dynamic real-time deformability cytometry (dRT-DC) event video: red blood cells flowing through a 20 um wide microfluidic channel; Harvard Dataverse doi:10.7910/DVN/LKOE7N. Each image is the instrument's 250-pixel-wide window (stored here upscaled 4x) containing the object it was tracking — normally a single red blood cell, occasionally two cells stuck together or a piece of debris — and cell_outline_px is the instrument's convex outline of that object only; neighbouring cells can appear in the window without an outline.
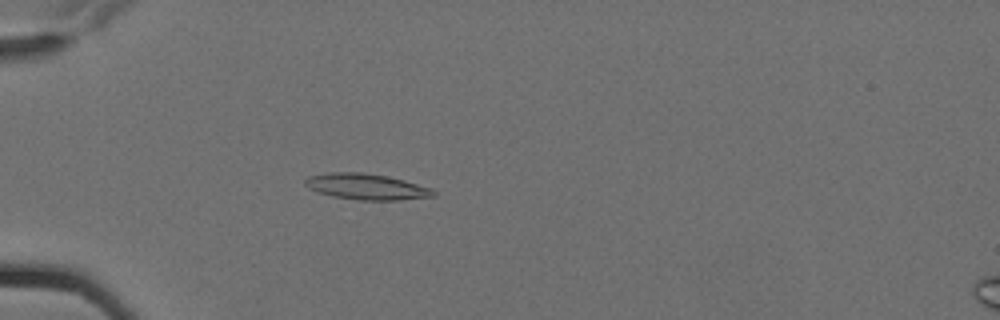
{"species": "Egyptian fruit bat (a non-hibernating species)", "species_latin": "Rousettus aegyptiacus", "temperature_condition": "cold", "stored_images_in_passage": 5, "camera_frame_rate_fps": 3000, "um_per_image_px": 0.085, "animal": {"sex": "female"}, "frame": {"image": 1, "passage_image": 5, "time_ms": 1.333, "image_size_px": [1000, 320], "cell_outline_px": [[436, 196], [400, 200], [360, 200], [332, 196], [316, 192], [308, 188], [304, 184], [304, 180], [308, 176], [328, 172], [364, 172], [388, 176], [404, 180], [432, 188], [436, 192]], "centroid_in_image_um": [31.13, 15.86], "position_along_channel_um": 53.9, "area_um2": 19.65}}